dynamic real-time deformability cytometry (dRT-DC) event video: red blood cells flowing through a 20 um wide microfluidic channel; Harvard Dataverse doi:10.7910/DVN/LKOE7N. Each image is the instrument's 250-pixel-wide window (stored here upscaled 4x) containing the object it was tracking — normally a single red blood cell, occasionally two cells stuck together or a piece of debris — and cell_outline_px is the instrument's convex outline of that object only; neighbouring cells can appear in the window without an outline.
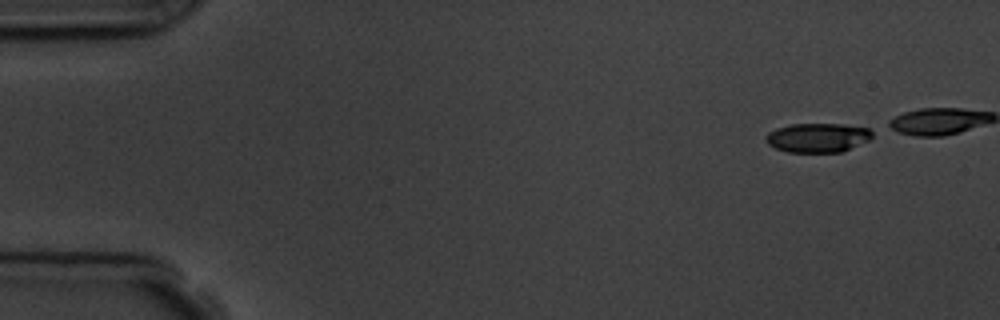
{"species": "common noctule bat (a hibernating species)", "species_latin": "Nyctalus noctula", "temperature_condition": "room temperature", "stored_images_in_passage": 5, "camera_frame_rate_fps": 3000, "um_per_image_px": 0.085, "animal": {"sex": "male", "body_mass_g": 19.5, "forearm_length_mm": 54.6}, "frame": {"image": 1, "passage_image": 1, "time_ms": 0.0, "image_size_px": [1000, 320], "cell_outline_px": [[872, 136], [868, 140], [840, 152], [788, 152], [776, 148], [768, 144], [764, 140], [764, 136], [768, 132], [776, 128], [792, 124], [844, 124], [868, 128], [872, 132]], "centroid_in_image_um": [69.45, 11.69], "position_along_channel_um": 15.5, "area_um2": 18.03}}
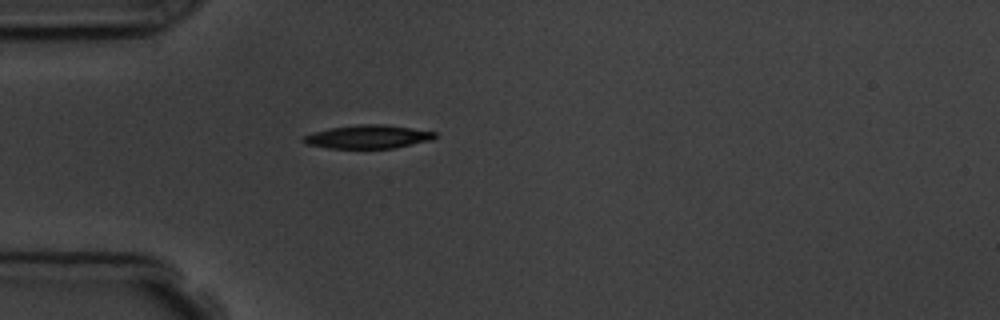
{"frame": {"image": 2, "passage_image": 5, "time_ms": 5.333, "image_size_px": [1000, 320], "cell_outline_px": [[436, 136], [432, 140], [396, 148], [328, 148], [304, 144], [300, 140], [304, 136], [312, 132], [328, 128], [356, 124], [384, 124], [436, 132]], "centroid_in_image_um": [31.23, 11.62], "position_along_channel_um": 53.8, "area_um2": 18.15}}